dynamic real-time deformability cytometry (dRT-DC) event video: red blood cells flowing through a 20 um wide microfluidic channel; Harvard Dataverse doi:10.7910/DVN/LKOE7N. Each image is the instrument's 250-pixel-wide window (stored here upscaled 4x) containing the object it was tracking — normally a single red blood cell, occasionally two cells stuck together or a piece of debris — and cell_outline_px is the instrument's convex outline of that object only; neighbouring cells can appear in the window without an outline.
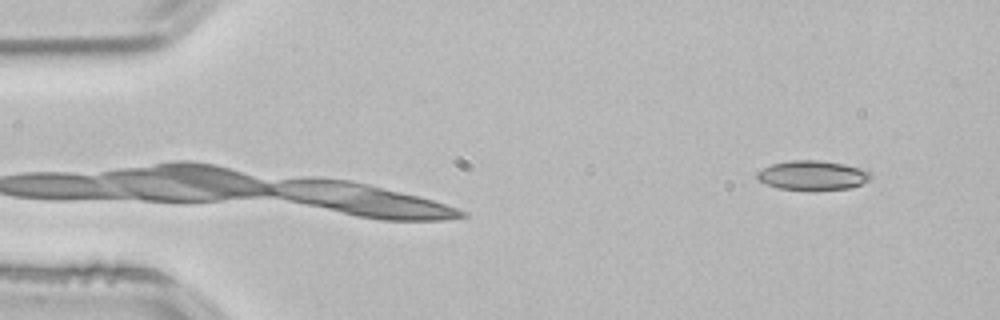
{"species": "common noctule bat (a hibernating species)", "species_latin": "Nyctalus noctula", "temperature_condition": "room temperature", "stored_images_in_passage": 5, "camera_frame_rate_fps": 3000, "um_per_image_px": 0.085, "animal": {"sex": "male", "body_mass_g": 21.5, "forearm_length_mm": 52.0}, "frame": {"image": 1, "passage_image": 5, "time_ms": 1.333, "image_size_px": [1000, 320], "cell_outline_px": [[872, 176], [868, 180], [852, 188], [780, 188], [756, 180], [756, 172], [772, 164], [792, 160], [820, 160], [844, 164], [860, 168], [872, 172]], "centroid_in_image_um": [69.07, 14.86], "position_along_channel_um": 15.9, "area_um2": 18.9}}